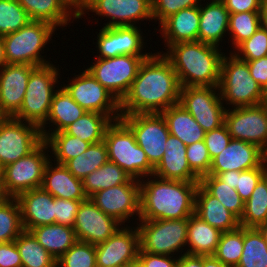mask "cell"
Segmentation results:
<instances>
[{
	"mask_svg": "<svg viewBox=\"0 0 267 267\" xmlns=\"http://www.w3.org/2000/svg\"><path fill=\"white\" fill-rule=\"evenodd\" d=\"M181 85L170 61L160 52L146 58L120 101L121 115L161 113L179 103Z\"/></svg>",
	"mask_w": 267,
	"mask_h": 267,
	"instance_id": "obj_1",
	"label": "cell"
},
{
	"mask_svg": "<svg viewBox=\"0 0 267 267\" xmlns=\"http://www.w3.org/2000/svg\"><path fill=\"white\" fill-rule=\"evenodd\" d=\"M145 178L140 180L139 220L184 219L194 214L195 193L200 182Z\"/></svg>",
	"mask_w": 267,
	"mask_h": 267,
	"instance_id": "obj_2",
	"label": "cell"
},
{
	"mask_svg": "<svg viewBox=\"0 0 267 267\" xmlns=\"http://www.w3.org/2000/svg\"><path fill=\"white\" fill-rule=\"evenodd\" d=\"M200 41L179 42L163 55L170 61L181 87L218 86L224 54Z\"/></svg>",
	"mask_w": 267,
	"mask_h": 267,
	"instance_id": "obj_3",
	"label": "cell"
},
{
	"mask_svg": "<svg viewBox=\"0 0 267 267\" xmlns=\"http://www.w3.org/2000/svg\"><path fill=\"white\" fill-rule=\"evenodd\" d=\"M103 141L107 147L108 160L117 164L131 178L140 181L144 177L153 176L154 167L137 144L134 133L121 119L113 121L106 128Z\"/></svg>",
	"mask_w": 267,
	"mask_h": 267,
	"instance_id": "obj_4",
	"label": "cell"
},
{
	"mask_svg": "<svg viewBox=\"0 0 267 267\" xmlns=\"http://www.w3.org/2000/svg\"><path fill=\"white\" fill-rule=\"evenodd\" d=\"M218 90L221 100L232 108L264 103V91L251 76L247 62L231 52L222 58Z\"/></svg>",
	"mask_w": 267,
	"mask_h": 267,
	"instance_id": "obj_5",
	"label": "cell"
},
{
	"mask_svg": "<svg viewBox=\"0 0 267 267\" xmlns=\"http://www.w3.org/2000/svg\"><path fill=\"white\" fill-rule=\"evenodd\" d=\"M59 72L60 69L52 63L35 67L30 73L22 106L13 118L39 128L45 125L53 96L57 91L55 87L59 88L55 86L59 82Z\"/></svg>",
	"mask_w": 267,
	"mask_h": 267,
	"instance_id": "obj_6",
	"label": "cell"
},
{
	"mask_svg": "<svg viewBox=\"0 0 267 267\" xmlns=\"http://www.w3.org/2000/svg\"><path fill=\"white\" fill-rule=\"evenodd\" d=\"M51 23L31 20L16 32L2 36L7 64H28L35 67L50 64L40 51L56 31Z\"/></svg>",
	"mask_w": 267,
	"mask_h": 267,
	"instance_id": "obj_7",
	"label": "cell"
},
{
	"mask_svg": "<svg viewBox=\"0 0 267 267\" xmlns=\"http://www.w3.org/2000/svg\"><path fill=\"white\" fill-rule=\"evenodd\" d=\"M139 223V251L173 256L187 246L188 218L139 220Z\"/></svg>",
	"mask_w": 267,
	"mask_h": 267,
	"instance_id": "obj_8",
	"label": "cell"
},
{
	"mask_svg": "<svg viewBox=\"0 0 267 267\" xmlns=\"http://www.w3.org/2000/svg\"><path fill=\"white\" fill-rule=\"evenodd\" d=\"M48 148L43 140L31 153L3 168L2 180L10 197L42 186L44 170L51 158L46 154L51 152Z\"/></svg>",
	"mask_w": 267,
	"mask_h": 267,
	"instance_id": "obj_9",
	"label": "cell"
},
{
	"mask_svg": "<svg viewBox=\"0 0 267 267\" xmlns=\"http://www.w3.org/2000/svg\"><path fill=\"white\" fill-rule=\"evenodd\" d=\"M150 55H120L113 58H95L87 70L120 102L137 77L142 62Z\"/></svg>",
	"mask_w": 267,
	"mask_h": 267,
	"instance_id": "obj_10",
	"label": "cell"
},
{
	"mask_svg": "<svg viewBox=\"0 0 267 267\" xmlns=\"http://www.w3.org/2000/svg\"><path fill=\"white\" fill-rule=\"evenodd\" d=\"M80 73L69 84L63 85L71 98L87 112L107 115L112 121L119 120L120 102L87 69Z\"/></svg>",
	"mask_w": 267,
	"mask_h": 267,
	"instance_id": "obj_11",
	"label": "cell"
},
{
	"mask_svg": "<svg viewBox=\"0 0 267 267\" xmlns=\"http://www.w3.org/2000/svg\"><path fill=\"white\" fill-rule=\"evenodd\" d=\"M179 104L205 132L217 129L225 123L227 109L223 106L218 86L181 87Z\"/></svg>",
	"mask_w": 267,
	"mask_h": 267,
	"instance_id": "obj_12",
	"label": "cell"
},
{
	"mask_svg": "<svg viewBox=\"0 0 267 267\" xmlns=\"http://www.w3.org/2000/svg\"><path fill=\"white\" fill-rule=\"evenodd\" d=\"M120 119L134 133L137 144L145 152L149 163L155 168L166 151L170 135L161 113H137L121 115Z\"/></svg>",
	"mask_w": 267,
	"mask_h": 267,
	"instance_id": "obj_13",
	"label": "cell"
},
{
	"mask_svg": "<svg viewBox=\"0 0 267 267\" xmlns=\"http://www.w3.org/2000/svg\"><path fill=\"white\" fill-rule=\"evenodd\" d=\"M224 124L231 138L255 144L267 154L266 103L227 109Z\"/></svg>",
	"mask_w": 267,
	"mask_h": 267,
	"instance_id": "obj_14",
	"label": "cell"
},
{
	"mask_svg": "<svg viewBox=\"0 0 267 267\" xmlns=\"http://www.w3.org/2000/svg\"><path fill=\"white\" fill-rule=\"evenodd\" d=\"M42 141L38 126L9 117L0 126V166L4 168L28 155Z\"/></svg>",
	"mask_w": 267,
	"mask_h": 267,
	"instance_id": "obj_15",
	"label": "cell"
},
{
	"mask_svg": "<svg viewBox=\"0 0 267 267\" xmlns=\"http://www.w3.org/2000/svg\"><path fill=\"white\" fill-rule=\"evenodd\" d=\"M87 11L107 17L109 22L103 27L137 26L139 20H153L150 0H87L77 18L83 17Z\"/></svg>",
	"mask_w": 267,
	"mask_h": 267,
	"instance_id": "obj_16",
	"label": "cell"
},
{
	"mask_svg": "<svg viewBox=\"0 0 267 267\" xmlns=\"http://www.w3.org/2000/svg\"><path fill=\"white\" fill-rule=\"evenodd\" d=\"M90 199L106 215L123 225L135 213L140 218V183H125L100 190Z\"/></svg>",
	"mask_w": 267,
	"mask_h": 267,
	"instance_id": "obj_17",
	"label": "cell"
},
{
	"mask_svg": "<svg viewBox=\"0 0 267 267\" xmlns=\"http://www.w3.org/2000/svg\"><path fill=\"white\" fill-rule=\"evenodd\" d=\"M139 249L138 228L121 227L106 241L95 245L96 266L125 267L137 262Z\"/></svg>",
	"mask_w": 267,
	"mask_h": 267,
	"instance_id": "obj_18",
	"label": "cell"
},
{
	"mask_svg": "<svg viewBox=\"0 0 267 267\" xmlns=\"http://www.w3.org/2000/svg\"><path fill=\"white\" fill-rule=\"evenodd\" d=\"M122 224L101 211L90 198L81 201L74 222L78 241L98 245L114 235Z\"/></svg>",
	"mask_w": 267,
	"mask_h": 267,
	"instance_id": "obj_19",
	"label": "cell"
},
{
	"mask_svg": "<svg viewBox=\"0 0 267 267\" xmlns=\"http://www.w3.org/2000/svg\"><path fill=\"white\" fill-rule=\"evenodd\" d=\"M97 34L96 58H113L120 55H151L143 54L144 38L137 26L102 27ZM142 52V53H141Z\"/></svg>",
	"mask_w": 267,
	"mask_h": 267,
	"instance_id": "obj_20",
	"label": "cell"
},
{
	"mask_svg": "<svg viewBox=\"0 0 267 267\" xmlns=\"http://www.w3.org/2000/svg\"><path fill=\"white\" fill-rule=\"evenodd\" d=\"M266 159L267 154L255 144L232 138L226 149L212 160L209 175L257 168Z\"/></svg>",
	"mask_w": 267,
	"mask_h": 267,
	"instance_id": "obj_21",
	"label": "cell"
},
{
	"mask_svg": "<svg viewBox=\"0 0 267 267\" xmlns=\"http://www.w3.org/2000/svg\"><path fill=\"white\" fill-rule=\"evenodd\" d=\"M34 68L28 64H6L0 69V107L8 117L19 112Z\"/></svg>",
	"mask_w": 267,
	"mask_h": 267,
	"instance_id": "obj_22",
	"label": "cell"
},
{
	"mask_svg": "<svg viewBox=\"0 0 267 267\" xmlns=\"http://www.w3.org/2000/svg\"><path fill=\"white\" fill-rule=\"evenodd\" d=\"M16 199L20 205L24 230L55 223V197L42 187L25 191Z\"/></svg>",
	"mask_w": 267,
	"mask_h": 267,
	"instance_id": "obj_23",
	"label": "cell"
},
{
	"mask_svg": "<svg viewBox=\"0 0 267 267\" xmlns=\"http://www.w3.org/2000/svg\"><path fill=\"white\" fill-rule=\"evenodd\" d=\"M186 156V145L170 134L166 142V151L154 168L153 176L165 180L200 182V178L190 169Z\"/></svg>",
	"mask_w": 267,
	"mask_h": 267,
	"instance_id": "obj_24",
	"label": "cell"
},
{
	"mask_svg": "<svg viewBox=\"0 0 267 267\" xmlns=\"http://www.w3.org/2000/svg\"><path fill=\"white\" fill-rule=\"evenodd\" d=\"M194 214L221 232H230L240 227L239 219L200 184L195 193Z\"/></svg>",
	"mask_w": 267,
	"mask_h": 267,
	"instance_id": "obj_25",
	"label": "cell"
},
{
	"mask_svg": "<svg viewBox=\"0 0 267 267\" xmlns=\"http://www.w3.org/2000/svg\"><path fill=\"white\" fill-rule=\"evenodd\" d=\"M199 6L182 9L166 18L159 26L167 47L179 43L198 41Z\"/></svg>",
	"mask_w": 267,
	"mask_h": 267,
	"instance_id": "obj_26",
	"label": "cell"
},
{
	"mask_svg": "<svg viewBox=\"0 0 267 267\" xmlns=\"http://www.w3.org/2000/svg\"><path fill=\"white\" fill-rule=\"evenodd\" d=\"M52 164L51 160L46 164L41 187L56 198L84 201L87 197L82 180L74 177L64 165Z\"/></svg>",
	"mask_w": 267,
	"mask_h": 267,
	"instance_id": "obj_27",
	"label": "cell"
},
{
	"mask_svg": "<svg viewBox=\"0 0 267 267\" xmlns=\"http://www.w3.org/2000/svg\"><path fill=\"white\" fill-rule=\"evenodd\" d=\"M204 7L200 4L198 41L219 47L228 33L229 11L221 0H210Z\"/></svg>",
	"mask_w": 267,
	"mask_h": 267,
	"instance_id": "obj_28",
	"label": "cell"
},
{
	"mask_svg": "<svg viewBox=\"0 0 267 267\" xmlns=\"http://www.w3.org/2000/svg\"><path fill=\"white\" fill-rule=\"evenodd\" d=\"M86 113L87 111L80 107L61 86L53 96L46 123L40 128L43 140H46L52 133L63 131ZM50 123H53L50 126L55 125V128L47 131L45 126Z\"/></svg>",
	"mask_w": 267,
	"mask_h": 267,
	"instance_id": "obj_29",
	"label": "cell"
},
{
	"mask_svg": "<svg viewBox=\"0 0 267 267\" xmlns=\"http://www.w3.org/2000/svg\"><path fill=\"white\" fill-rule=\"evenodd\" d=\"M17 1L27 12L31 20L45 21L51 23L54 27H65L70 23L72 16L74 19H78L77 12L64 0Z\"/></svg>",
	"mask_w": 267,
	"mask_h": 267,
	"instance_id": "obj_30",
	"label": "cell"
},
{
	"mask_svg": "<svg viewBox=\"0 0 267 267\" xmlns=\"http://www.w3.org/2000/svg\"><path fill=\"white\" fill-rule=\"evenodd\" d=\"M169 133L180 139L186 146L204 141L205 131L192 115L179 103L161 112Z\"/></svg>",
	"mask_w": 267,
	"mask_h": 267,
	"instance_id": "obj_31",
	"label": "cell"
},
{
	"mask_svg": "<svg viewBox=\"0 0 267 267\" xmlns=\"http://www.w3.org/2000/svg\"><path fill=\"white\" fill-rule=\"evenodd\" d=\"M222 232L193 214L188 218L187 249L184 254L213 255Z\"/></svg>",
	"mask_w": 267,
	"mask_h": 267,
	"instance_id": "obj_32",
	"label": "cell"
},
{
	"mask_svg": "<svg viewBox=\"0 0 267 267\" xmlns=\"http://www.w3.org/2000/svg\"><path fill=\"white\" fill-rule=\"evenodd\" d=\"M30 232L56 260L77 241L72 227L53 223L32 228Z\"/></svg>",
	"mask_w": 267,
	"mask_h": 267,
	"instance_id": "obj_33",
	"label": "cell"
},
{
	"mask_svg": "<svg viewBox=\"0 0 267 267\" xmlns=\"http://www.w3.org/2000/svg\"><path fill=\"white\" fill-rule=\"evenodd\" d=\"M125 183H140V181L131 178L122 168L109 160L82 180L87 198L100 190Z\"/></svg>",
	"mask_w": 267,
	"mask_h": 267,
	"instance_id": "obj_34",
	"label": "cell"
},
{
	"mask_svg": "<svg viewBox=\"0 0 267 267\" xmlns=\"http://www.w3.org/2000/svg\"><path fill=\"white\" fill-rule=\"evenodd\" d=\"M112 122L107 115L87 112L63 131L90 144H95L104 140L106 128Z\"/></svg>",
	"mask_w": 267,
	"mask_h": 267,
	"instance_id": "obj_35",
	"label": "cell"
},
{
	"mask_svg": "<svg viewBox=\"0 0 267 267\" xmlns=\"http://www.w3.org/2000/svg\"><path fill=\"white\" fill-rule=\"evenodd\" d=\"M14 242L21 256L22 267H57V260L30 231L24 230Z\"/></svg>",
	"mask_w": 267,
	"mask_h": 267,
	"instance_id": "obj_36",
	"label": "cell"
},
{
	"mask_svg": "<svg viewBox=\"0 0 267 267\" xmlns=\"http://www.w3.org/2000/svg\"><path fill=\"white\" fill-rule=\"evenodd\" d=\"M108 161L107 147L104 141L91 144L80 156L70 159L64 166L81 180L103 166Z\"/></svg>",
	"mask_w": 267,
	"mask_h": 267,
	"instance_id": "obj_37",
	"label": "cell"
},
{
	"mask_svg": "<svg viewBox=\"0 0 267 267\" xmlns=\"http://www.w3.org/2000/svg\"><path fill=\"white\" fill-rule=\"evenodd\" d=\"M236 267H267V243L256 227H243V251Z\"/></svg>",
	"mask_w": 267,
	"mask_h": 267,
	"instance_id": "obj_38",
	"label": "cell"
},
{
	"mask_svg": "<svg viewBox=\"0 0 267 267\" xmlns=\"http://www.w3.org/2000/svg\"><path fill=\"white\" fill-rule=\"evenodd\" d=\"M267 221V172L257 183L251 197L244 203L239 220L242 227H257Z\"/></svg>",
	"mask_w": 267,
	"mask_h": 267,
	"instance_id": "obj_39",
	"label": "cell"
},
{
	"mask_svg": "<svg viewBox=\"0 0 267 267\" xmlns=\"http://www.w3.org/2000/svg\"><path fill=\"white\" fill-rule=\"evenodd\" d=\"M51 148L54 163L64 165L67 161L80 156L91 145L78 137L71 136L64 131L52 133L46 140Z\"/></svg>",
	"mask_w": 267,
	"mask_h": 267,
	"instance_id": "obj_40",
	"label": "cell"
},
{
	"mask_svg": "<svg viewBox=\"0 0 267 267\" xmlns=\"http://www.w3.org/2000/svg\"><path fill=\"white\" fill-rule=\"evenodd\" d=\"M199 184L240 220L244 212L245 202L241 199L236 189L224 184L215 175L203 176Z\"/></svg>",
	"mask_w": 267,
	"mask_h": 267,
	"instance_id": "obj_41",
	"label": "cell"
},
{
	"mask_svg": "<svg viewBox=\"0 0 267 267\" xmlns=\"http://www.w3.org/2000/svg\"><path fill=\"white\" fill-rule=\"evenodd\" d=\"M23 231L20 205L10 197L0 206V243L14 241Z\"/></svg>",
	"mask_w": 267,
	"mask_h": 267,
	"instance_id": "obj_42",
	"label": "cell"
},
{
	"mask_svg": "<svg viewBox=\"0 0 267 267\" xmlns=\"http://www.w3.org/2000/svg\"><path fill=\"white\" fill-rule=\"evenodd\" d=\"M261 26V12H240L229 14L228 35L232 37L233 48L249 39Z\"/></svg>",
	"mask_w": 267,
	"mask_h": 267,
	"instance_id": "obj_43",
	"label": "cell"
},
{
	"mask_svg": "<svg viewBox=\"0 0 267 267\" xmlns=\"http://www.w3.org/2000/svg\"><path fill=\"white\" fill-rule=\"evenodd\" d=\"M243 251V227L230 232H222L213 256L223 264L236 267Z\"/></svg>",
	"mask_w": 267,
	"mask_h": 267,
	"instance_id": "obj_44",
	"label": "cell"
},
{
	"mask_svg": "<svg viewBox=\"0 0 267 267\" xmlns=\"http://www.w3.org/2000/svg\"><path fill=\"white\" fill-rule=\"evenodd\" d=\"M30 21L17 0H0V36L16 32Z\"/></svg>",
	"mask_w": 267,
	"mask_h": 267,
	"instance_id": "obj_45",
	"label": "cell"
},
{
	"mask_svg": "<svg viewBox=\"0 0 267 267\" xmlns=\"http://www.w3.org/2000/svg\"><path fill=\"white\" fill-rule=\"evenodd\" d=\"M57 267H97L95 245L77 240L57 260Z\"/></svg>",
	"mask_w": 267,
	"mask_h": 267,
	"instance_id": "obj_46",
	"label": "cell"
},
{
	"mask_svg": "<svg viewBox=\"0 0 267 267\" xmlns=\"http://www.w3.org/2000/svg\"><path fill=\"white\" fill-rule=\"evenodd\" d=\"M233 51L231 53L243 61L258 60L267 56V31L260 26L249 39L240 43Z\"/></svg>",
	"mask_w": 267,
	"mask_h": 267,
	"instance_id": "obj_47",
	"label": "cell"
},
{
	"mask_svg": "<svg viewBox=\"0 0 267 267\" xmlns=\"http://www.w3.org/2000/svg\"><path fill=\"white\" fill-rule=\"evenodd\" d=\"M186 158L190 169L201 179L209 175L212 160L204 141L186 146Z\"/></svg>",
	"mask_w": 267,
	"mask_h": 267,
	"instance_id": "obj_48",
	"label": "cell"
},
{
	"mask_svg": "<svg viewBox=\"0 0 267 267\" xmlns=\"http://www.w3.org/2000/svg\"><path fill=\"white\" fill-rule=\"evenodd\" d=\"M266 172L267 159L259 167L241 171L240 176H237L236 191L244 202L251 197L257 183Z\"/></svg>",
	"mask_w": 267,
	"mask_h": 267,
	"instance_id": "obj_49",
	"label": "cell"
},
{
	"mask_svg": "<svg viewBox=\"0 0 267 267\" xmlns=\"http://www.w3.org/2000/svg\"><path fill=\"white\" fill-rule=\"evenodd\" d=\"M201 0H153L152 16L161 24L166 18L176 14L182 9L200 6ZM157 19V20H156Z\"/></svg>",
	"mask_w": 267,
	"mask_h": 267,
	"instance_id": "obj_50",
	"label": "cell"
},
{
	"mask_svg": "<svg viewBox=\"0 0 267 267\" xmlns=\"http://www.w3.org/2000/svg\"><path fill=\"white\" fill-rule=\"evenodd\" d=\"M231 139L232 138L225 124L217 129L205 133L204 142L211 160L226 149Z\"/></svg>",
	"mask_w": 267,
	"mask_h": 267,
	"instance_id": "obj_51",
	"label": "cell"
},
{
	"mask_svg": "<svg viewBox=\"0 0 267 267\" xmlns=\"http://www.w3.org/2000/svg\"><path fill=\"white\" fill-rule=\"evenodd\" d=\"M81 201L55 197V223L74 227Z\"/></svg>",
	"mask_w": 267,
	"mask_h": 267,
	"instance_id": "obj_52",
	"label": "cell"
},
{
	"mask_svg": "<svg viewBox=\"0 0 267 267\" xmlns=\"http://www.w3.org/2000/svg\"><path fill=\"white\" fill-rule=\"evenodd\" d=\"M138 252L137 261L141 267H178V257Z\"/></svg>",
	"mask_w": 267,
	"mask_h": 267,
	"instance_id": "obj_53",
	"label": "cell"
},
{
	"mask_svg": "<svg viewBox=\"0 0 267 267\" xmlns=\"http://www.w3.org/2000/svg\"><path fill=\"white\" fill-rule=\"evenodd\" d=\"M0 267H22L21 256L14 241L0 243Z\"/></svg>",
	"mask_w": 267,
	"mask_h": 267,
	"instance_id": "obj_54",
	"label": "cell"
},
{
	"mask_svg": "<svg viewBox=\"0 0 267 267\" xmlns=\"http://www.w3.org/2000/svg\"><path fill=\"white\" fill-rule=\"evenodd\" d=\"M229 14L240 12H261V0H221Z\"/></svg>",
	"mask_w": 267,
	"mask_h": 267,
	"instance_id": "obj_55",
	"label": "cell"
},
{
	"mask_svg": "<svg viewBox=\"0 0 267 267\" xmlns=\"http://www.w3.org/2000/svg\"><path fill=\"white\" fill-rule=\"evenodd\" d=\"M251 73V76L265 90L267 87V56L258 60L246 61Z\"/></svg>",
	"mask_w": 267,
	"mask_h": 267,
	"instance_id": "obj_56",
	"label": "cell"
},
{
	"mask_svg": "<svg viewBox=\"0 0 267 267\" xmlns=\"http://www.w3.org/2000/svg\"><path fill=\"white\" fill-rule=\"evenodd\" d=\"M178 257V267H202V256L183 253Z\"/></svg>",
	"mask_w": 267,
	"mask_h": 267,
	"instance_id": "obj_57",
	"label": "cell"
},
{
	"mask_svg": "<svg viewBox=\"0 0 267 267\" xmlns=\"http://www.w3.org/2000/svg\"><path fill=\"white\" fill-rule=\"evenodd\" d=\"M237 176H240V171H226L217 175L224 184H228L233 189H236Z\"/></svg>",
	"mask_w": 267,
	"mask_h": 267,
	"instance_id": "obj_58",
	"label": "cell"
},
{
	"mask_svg": "<svg viewBox=\"0 0 267 267\" xmlns=\"http://www.w3.org/2000/svg\"><path fill=\"white\" fill-rule=\"evenodd\" d=\"M202 267H230V266L223 264L213 255H208V256H202Z\"/></svg>",
	"mask_w": 267,
	"mask_h": 267,
	"instance_id": "obj_59",
	"label": "cell"
},
{
	"mask_svg": "<svg viewBox=\"0 0 267 267\" xmlns=\"http://www.w3.org/2000/svg\"><path fill=\"white\" fill-rule=\"evenodd\" d=\"M64 1L67 2L78 14L86 4L87 0H64Z\"/></svg>",
	"mask_w": 267,
	"mask_h": 267,
	"instance_id": "obj_60",
	"label": "cell"
},
{
	"mask_svg": "<svg viewBox=\"0 0 267 267\" xmlns=\"http://www.w3.org/2000/svg\"><path fill=\"white\" fill-rule=\"evenodd\" d=\"M7 64L6 52L3 43V38L0 36V69Z\"/></svg>",
	"mask_w": 267,
	"mask_h": 267,
	"instance_id": "obj_61",
	"label": "cell"
},
{
	"mask_svg": "<svg viewBox=\"0 0 267 267\" xmlns=\"http://www.w3.org/2000/svg\"><path fill=\"white\" fill-rule=\"evenodd\" d=\"M10 196L6 193L3 181H0V206L6 202Z\"/></svg>",
	"mask_w": 267,
	"mask_h": 267,
	"instance_id": "obj_62",
	"label": "cell"
},
{
	"mask_svg": "<svg viewBox=\"0 0 267 267\" xmlns=\"http://www.w3.org/2000/svg\"><path fill=\"white\" fill-rule=\"evenodd\" d=\"M261 26L267 31V6H263L261 10Z\"/></svg>",
	"mask_w": 267,
	"mask_h": 267,
	"instance_id": "obj_63",
	"label": "cell"
},
{
	"mask_svg": "<svg viewBox=\"0 0 267 267\" xmlns=\"http://www.w3.org/2000/svg\"><path fill=\"white\" fill-rule=\"evenodd\" d=\"M258 231L261 233L263 239L267 243V221L259 224L257 227Z\"/></svg>",
	"mask_w": 267,
	"mask_h": 267,
	"instance_id": "obj_64",
	"label": "cell"
},
{
	"mask_svg": "<svg viewBox=\"0 0 267 267\" xmlns=\"http://www.w3.org/2000/svg\"><path fill=\"white\" fill-rule=\"evenodd\" d=\"M9 117L3 112L0 107V126L8 119Z\"/></svg>",
	"mask_w": 267,
	"mask_h": 267,
	"instance_id": "obj_65",
	"label": "cell"
},
{
	"mask_svg": "<svg viewBox=\"0 0 267 267\" xmlns=\"http://www.w3.org/2000/svg\"><path fill=\"white\" fill-rule=\"evenodd\" d=\"M125 267H141V265L137 262L135 263H132V264H129V265H126Z\"/></svg>",
	"mask_w": 267,
	"mask_h": 267,
	"instance_id": "obj_66",
	"label": "cell"
},
{
	"mask_svg": "<svg viewBox=\"0 0 267 267\" xmlns=\"http://www.w3.org/2000/svg\"><path fill=\"white\" fill-rule=\"evenodd\" d=\"M264 103L267 104V87L264 90Z\"/></svg>",
	"mask_w": 267,
	"mask_h": 267,
	"instance_id": "obj_67",
	"label": "cell"
},
{
	"mask_svg": "<svg viewBox=\"0 0 267 267\" xmlns=\"http://www.w3.org/2000/svg\"><path fill=\"white\" fill-rule=\"evenodd\" d=\"M2 172H3V168L0 166V181H3L2 180Z\"/></svg>",
	"mask_w": 267,
	"mask_h": 267,
	"instance_id": "obj_68",
	"label": "cell"
},
{
	"mask_svg": "<svg viewBox=\"0 0 267 267\" xmlns=\"http://www.w3.org/2000/svg\"><path fill=\"white\" fill-rule=\"evenodd\" d=\"M263 6H267V0H261Z\"/></svg>",
	"mask_w": 267,
	"mask_h": 267,
	"instance_id": "obj_69",
	"label": "cell"
}]
</instances>
